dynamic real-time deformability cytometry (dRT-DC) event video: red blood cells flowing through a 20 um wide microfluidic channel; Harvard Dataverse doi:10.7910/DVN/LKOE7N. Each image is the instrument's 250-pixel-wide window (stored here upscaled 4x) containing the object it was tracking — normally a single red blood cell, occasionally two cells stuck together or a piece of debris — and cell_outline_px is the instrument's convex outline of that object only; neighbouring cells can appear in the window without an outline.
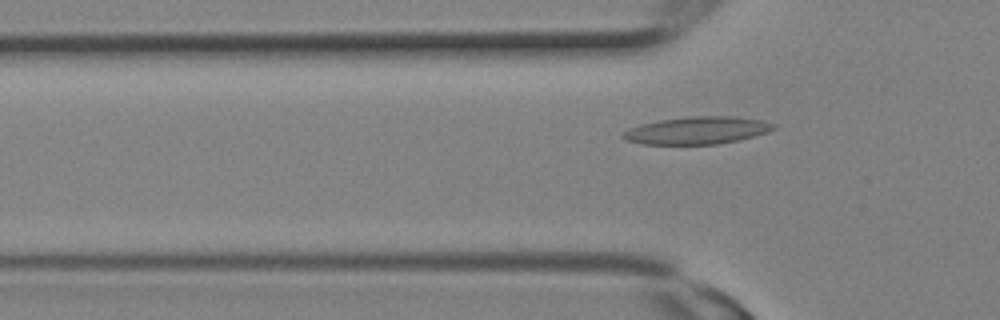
{"species": "Egyptian fruit bat (a non-hibernating species)", "species_latin": "Rousettus aegyptiacus", "temperature_condition": "room temperature", "stored_images_in_passage": 2, "camera_frame_rate_fps": 3000, "um_per_image_px": 0.085, "animal": {"sex": "female"}, "frame": {"image": 1, "passage_image": 2, "time_ms": 0.333, "image_size_px": [1000, 320], "cell_outline_px": [[776, 128], [768, 132], [736, 140], [716, 144], [644, 144], [624, 140], [620, 136], [628, 128], [640, 124], [660, 120], [688, 116], [736, 116], [760, 120], [776, 124]], "centroid_in_image_um": [59.22, 11.07], "position_along_channel_um": 66.6, "area_um2": 24.04}}